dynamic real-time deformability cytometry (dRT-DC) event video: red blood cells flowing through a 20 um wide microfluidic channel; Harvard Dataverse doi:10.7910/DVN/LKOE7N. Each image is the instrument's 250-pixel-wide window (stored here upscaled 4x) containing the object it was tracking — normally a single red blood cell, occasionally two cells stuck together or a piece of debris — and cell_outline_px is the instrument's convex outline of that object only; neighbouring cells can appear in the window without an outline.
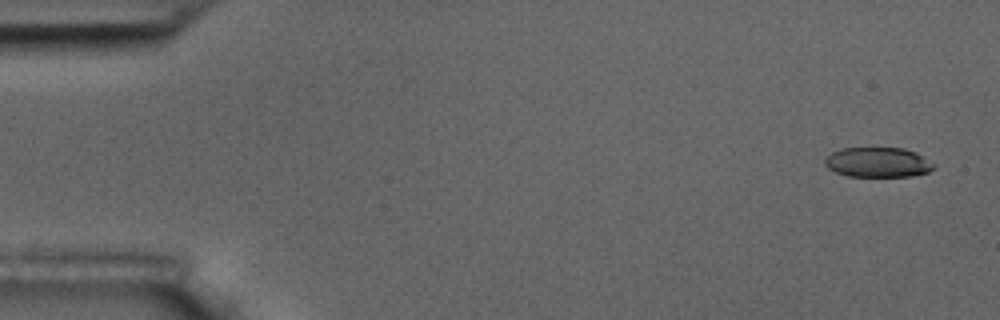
{"species": "common noctule bat (a hibernating species)", "species_latin": "Nyctalus noctula", "temperature_condition": "room temperature", "stored_images_in_passage": 7, "camera_frame_rate_fps": 3000, "um_per_image_px": 0.085, "animal": {"sex": "male", "body_mass_g": 17.5, "forearm_length_mm": 52.3}, "frame": {"image": 1, "passage_image": 1, "time_ms": 0.0, "image_size_px": [1000, 320], "cell_outline_px": [[936, 168], [928, 172], [912, 176], [848, 176], [836, 172], [828, 168], [824, 164], [824, 160], [832, 152], [844, 148], [904, 148], [916, 152], [936, 164]], "centroid_in_image_um": [74.66, 13.8], "position_along_channel_um": 10.3, "area_um2": 19.02}}
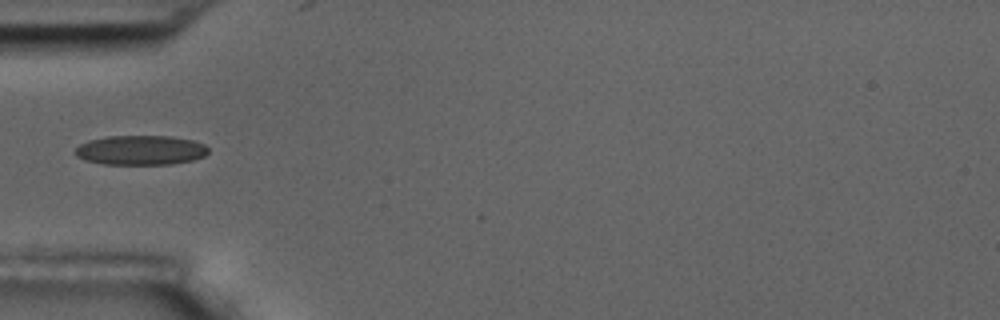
{"frame": {"image": 2, "passage_image": 5, "time_ms": 5.333, "image_size_px": [1000, 320], "cell_outline_px": [[208, 152], [204, 156], [192, 160], [172, 164], [104, 164], [84, 160], [76, 156], [72, 152], [80, 144], [88, 140], [104, 136], [172, 136], [192, 140], [204, 144], [208, 148]], "centroid_in_image_um": [11.91, 12.76], "position_along_channel_um": 73.1, "area_um2": 23.12}}